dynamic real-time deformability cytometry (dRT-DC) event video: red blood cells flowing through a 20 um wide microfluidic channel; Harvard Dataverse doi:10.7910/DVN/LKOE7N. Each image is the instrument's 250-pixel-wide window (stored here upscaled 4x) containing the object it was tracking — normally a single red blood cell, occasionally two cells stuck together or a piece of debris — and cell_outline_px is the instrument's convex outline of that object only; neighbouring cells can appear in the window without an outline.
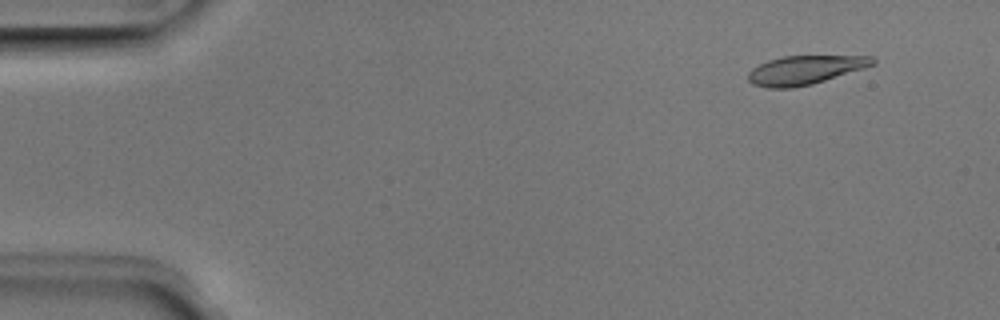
{"species": "Egyptian fruit bat (a non-hibernating species)", "species_latin": "Rousettus aegyptiacus", "temperature_condition": "room temperature", "stored_images_in_passage": 51, "camera_frame_rate_fps": 3000, "um_per_image_px": 0.085, "animal": {"sex": "male"}, "frame": {"image": 1, "passage_image": 5, "time_ms": 1.333, "image_size_px": [1000, 320], "cell_outline_px": [[876, 64], [864, 68], [812, 84], [792, 88], [768, 88], [752, 84], [748, 80], [748, 72], [752, 68], [768, 60], [784, 56], [872, 56], [876, 60]], "centroid_in_image_um": [68.41, 5.95], "position_along_channel_um": 16.6, "area_um2": 20.87}}
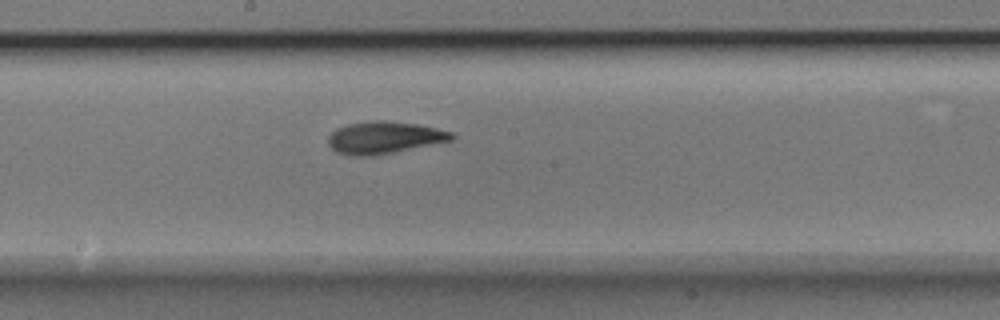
{"frame": {"image": 2, "passage_image": 28, "time_ms": 9.0, "image_size_px": [1000, 320], "cell_outline_px": [[456, 136], [452, 140], [372, 156], [352, 156], [336, 152], [328, 144], [328, 136], [336, 128], [348, 124], [372, 120], [384, 120], [416, 124], [436, 128], [452, 132]], "centroid_in_image_um": [32.62, 11.69], "position_along_channel_um": 215.6, "area_um2": 23.0}}
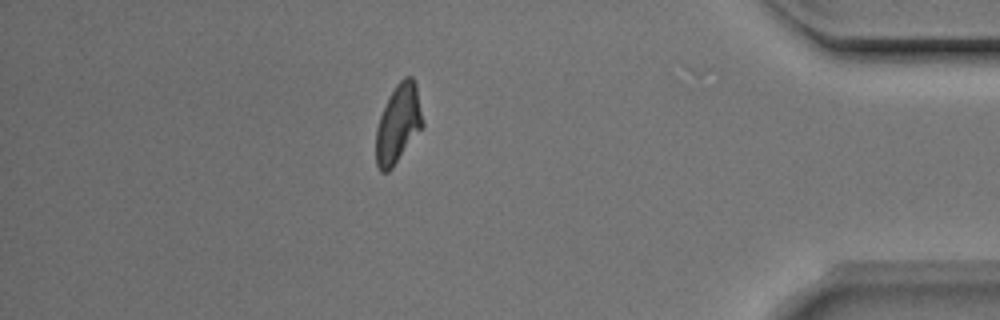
{"frame": {"image": 3, "passage_image": 45, "time_ms": 14.667, "image_size_px": [1000, 320], "cell_outline_px": [[424, 124], [392, 168], [388, 172], [380, 172], [376, 164], [376, 128], [380, 116], [396, 84], [404, 76], [412, 76], [416, 84]], "centroid_in_image_um": [33.84, 10.52], "position_along_channel_um": 401.4, "area_um2": 21.04}, "authors_computed_cell_mechanics": {"area_um2": 21.7906, "velocity_mm_per_s": 3.9667, "shape_relaxation_time_tau1_ms": 3.7925, "shape_relaxation_time_tau2_ms": 2.3027, "deformation_change_tau1": 0.1396, "deformation_change_tau2": 0.0863}}